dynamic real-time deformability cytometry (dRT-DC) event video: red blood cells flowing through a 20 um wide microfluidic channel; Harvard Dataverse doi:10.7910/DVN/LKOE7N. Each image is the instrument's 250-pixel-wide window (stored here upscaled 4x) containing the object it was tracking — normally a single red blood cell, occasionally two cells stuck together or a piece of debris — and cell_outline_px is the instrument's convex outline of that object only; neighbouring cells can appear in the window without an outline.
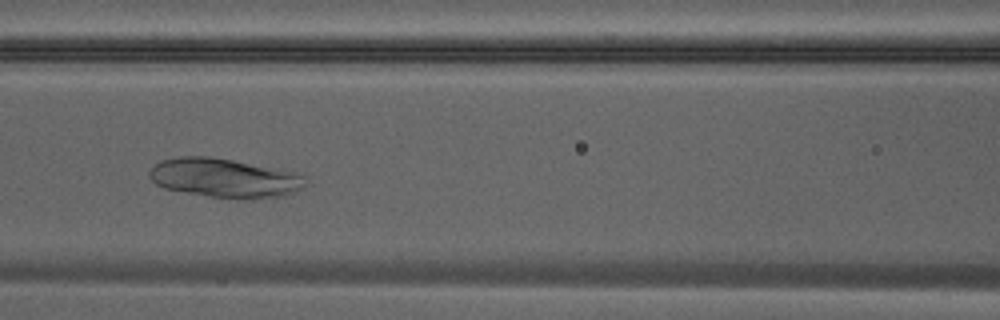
{"species": "Egyptian fruit bat (a non-hibernating species)", "species_latin": "Rousettus aegyptiacus", "temperature_condition": "warm", "stored_images_in_passage": 33, "camera_frame_rate_fps": 3000, "um_per_image_px": 0.085, "animal": {"sex": "male"}, "frame": {"image": 1, "passage_image": 10, "time_ms": 3.0, "image_size_px": [1000, 320], "cell_outline_px": [[308, 180], [296, 192], [284, 196], [252, 200], [236, 200], [208, 196], [184, 192], [164, 188], [156, 184], [148, 176], [148, 172], [160, 160], [180, 156], [208, 156], [232, 160], [300, 172], [308, 176]], "centroid_in_image_um": [19.15, 15.14], "position_along_channel_um": 147.4, "area_um2": 36.36}}
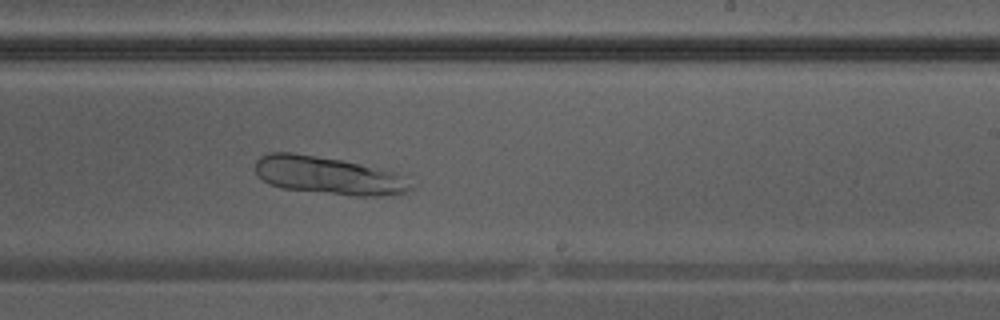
{"frame": {"image": 2, "passage_image": 17, "time_ms": 5.333, "image_size_px": [1000, 320], "cell_outline_px": [[412, 188], [408, 192], [380, 196], [352, 196], [280, 188], [268, 184], [256, 172], [256, 160], [260, 156], [268, 152], [292, 152], [340, 160], [396, 172]], "centroid_in_image_um": [27.84, 14.92], "position_along_channel_um": 261.2, "area_um2": 33.93}}
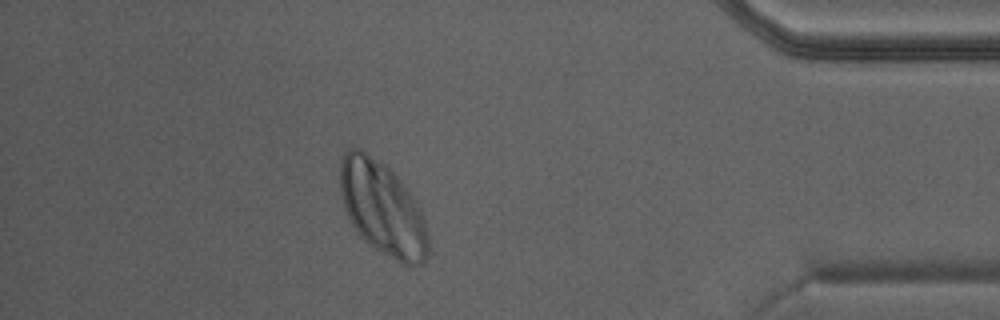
{"frame": {"image": 3, "passage_image": 28, "time_ms": 9.0, "image_size_px": [1000, 320], "cell_outline_px": [[428, 256], [420, 264], [408, 268], [368, 244], [356, 232], [344, 208], [340, 192], [340, 160], [344, 152], [348, 148], [360, 148], [384, 164], [408, 188], [416, 200], [424, 220], [428, 236]], "centroid_in_image_um": [32.51, 17.73], "position_along_channel_um": 402.7, "area_um2": 48.38}}